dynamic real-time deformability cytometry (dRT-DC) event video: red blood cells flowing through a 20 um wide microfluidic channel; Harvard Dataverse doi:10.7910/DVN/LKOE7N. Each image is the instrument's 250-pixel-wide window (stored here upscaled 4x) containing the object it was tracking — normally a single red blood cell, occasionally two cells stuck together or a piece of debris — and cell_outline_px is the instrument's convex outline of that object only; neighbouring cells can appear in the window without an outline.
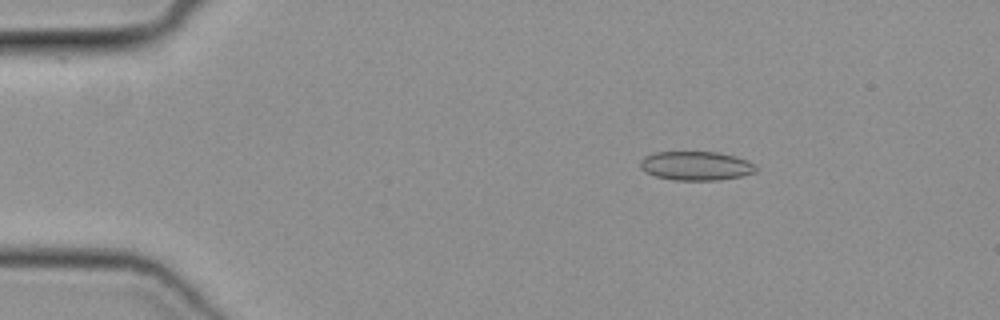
{"species": "common noctule bat (a hibernating species)", "species_latin": "Nyctalus noctula", "temperature_condition": "cold", "stored_images_in_passage": 49, "camera_frame_rate_fps": 3000, "um_per_image_px": 0.085, "animal": {"sex": "female", "body_mass_g": 19.3, "forearm_length_mm": 54.1}, "frame": {"image": 1, "passage_image": 8, "time_ms": 2.333, "image_size_px": [1000, 320], "cell_outline_px": [[756, 172], [740, 176], [720, 180], [676, 180], [656, 176], [640, 168], [640, 160], [644, 156], [656, 152], [720, 152], [736, 156], [748, 160], [756, 164]], "centroid_in_image_um": [59.19, 14.08], "position_along_channel_um": 25.8, "area_um2": 19.59}}
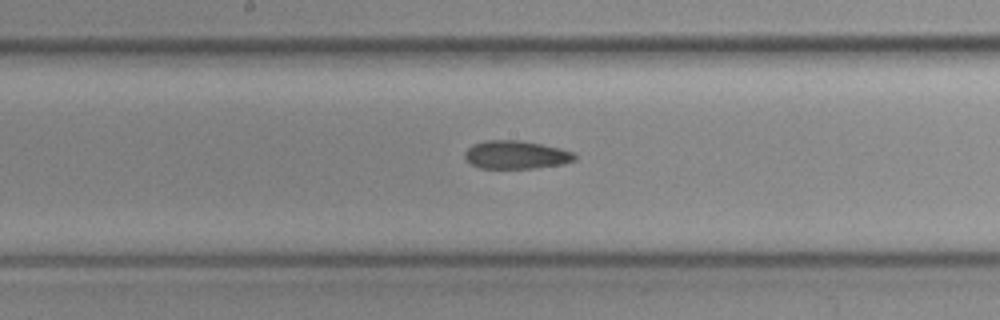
{"frame": {"image": 2, "passage_image": 26, "time_ms": 8.333, "image_size_px": [1000, 320], "cell_outline_px": [[576, 160], [564, 164], [536, 168], [480, 168], [472, 164], [464, 156], [464, 152], [472, 144], [484, 140], [520, 140], [560, 148], [576, 152]], "centroid_in_image_um": [43.89, 13.15], "position_along_channel_um": 204.3, "area_um2": 18.21}}
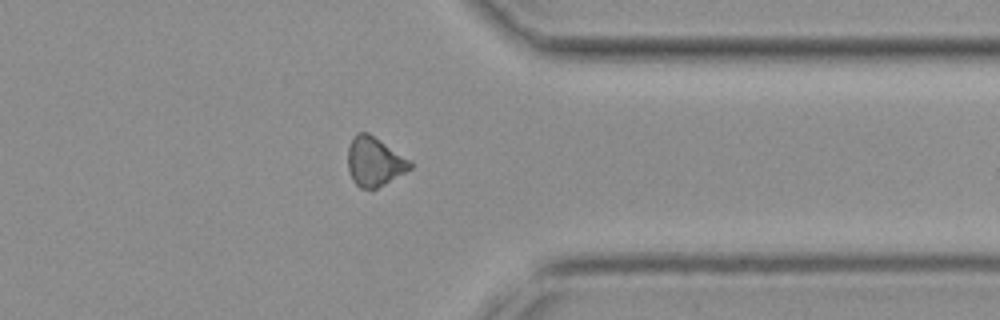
{"frame": {"image": 3, "passage_image": 39, "time_ms": 12.667, "image_size_px": [1000, 320], "cell_outline_px": [[412, 168], [372, 192], [360, 188], [352, 180], [348, 168], [348, 148], [352, 136], [356, 132], [368, 132], [408, 160], [412, 164]], "centroid_in_image_um": [31.78, 13.78], "position_along_channel_um": 379.6, "area_um2": 17.86}}